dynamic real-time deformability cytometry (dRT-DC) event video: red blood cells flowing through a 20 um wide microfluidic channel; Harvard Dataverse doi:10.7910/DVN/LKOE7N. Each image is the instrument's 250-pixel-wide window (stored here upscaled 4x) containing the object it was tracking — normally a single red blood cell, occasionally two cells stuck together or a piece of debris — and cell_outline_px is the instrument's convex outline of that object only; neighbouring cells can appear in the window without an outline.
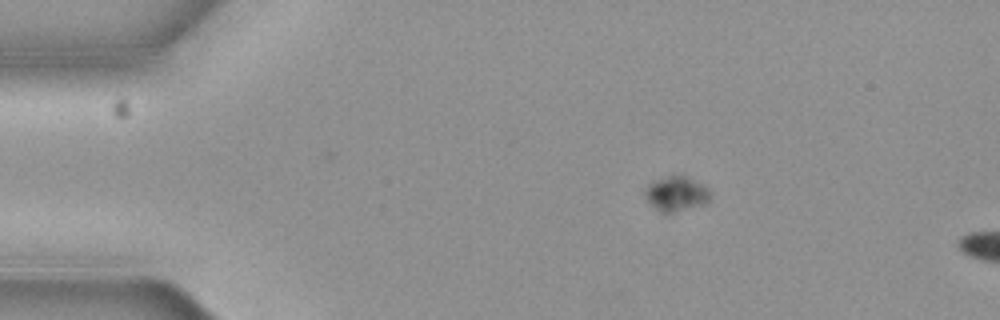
{"species": "common noctule bat (a hibernating species)", "species_latin": "Nyctalus noctula", "temperature_condition": "cold", "stored_images_in_passage": 3, "camera_frame_rate_fps": 3000, "um_per_image_px": 0.085, "animal": {"sex": "female", "body_mass_g": 19.3, "forearm_length_mm": 54.1}, "frame": {"image": 1, "passage_image": 1, "time_ms": 0.0, "image_size_px": [1000, 320], "cell_outline_px": [[708, 200], [704, 204], [668, 216], [660, 212], [648, 200], [644, 192], [652, 184], [660, 180], [680, 172], [708, 188]], "centroid_in_image_um": [57.52, 16.51], "position_along_channel_um": 27.5, "area_um2": 13.12}}